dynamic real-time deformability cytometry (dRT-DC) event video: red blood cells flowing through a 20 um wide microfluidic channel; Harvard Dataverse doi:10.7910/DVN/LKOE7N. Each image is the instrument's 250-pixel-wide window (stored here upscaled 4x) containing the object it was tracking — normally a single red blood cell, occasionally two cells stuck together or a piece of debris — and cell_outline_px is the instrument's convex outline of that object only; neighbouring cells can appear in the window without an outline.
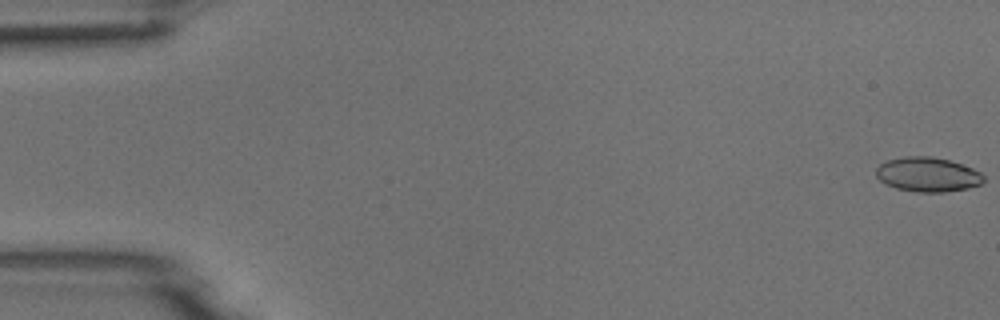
{"species": "common noctule bat (a hibernating species)", "species_latin": "Nyctalus noctula", "temperature_condition": "room temperature", "stored_images_in_passage": 5, "camera_frame_rate_fps": 3000, "um_per_image_px": 0.085, "animal": {"sex": "male", "body_mass_g": 18.8}, "frame": {"image": 1, "passage_image": 1, "time_ms": 0.0, "image_size_px": [1000, 320], "cell_outline_px": [[984, 180], [980, 184], [968, 188], [944, 192], [916, 192], [896, 188], [880, 180], [876, 176], [876, 168], [880, 164], [888, 160], [908, 156], [932, 156], [948, 160], [972, 168], [980, 172], [984, 176]], "centroid_in_image_um": [78.85, 14.83], "position_along_channel_um": 6.1, "area_um2": 21.44}}
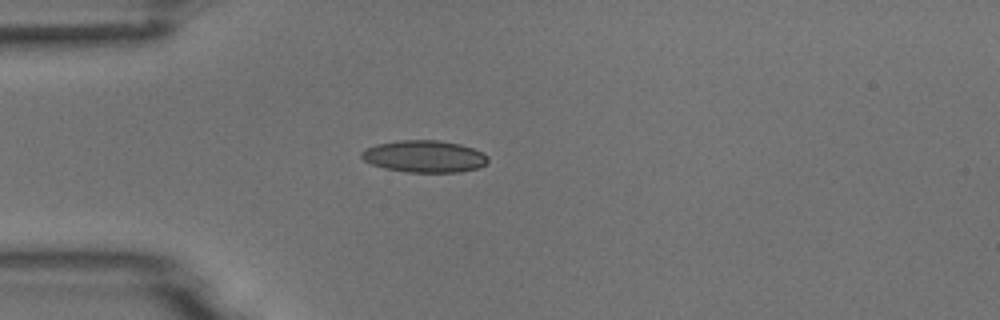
{"frame": {"image": 2, "passage_image": 5, "time_ms": 4.667, "image_size_px": [1000, 320], "cell_outline_px": [[488, 160], [480, 168], [460, 172], [408, 172], [384, 168], [372, 164], [364, 160], [360, 156], [360, 152], [364, 148], [376, 144], [400, 140], [440, 140], [460, 144], [472, 148], [488, 156]], "centroid_in_image_um": [36.04, 13.29], "position_along_channel_um": 49.0, "area_um2": 23.64}}